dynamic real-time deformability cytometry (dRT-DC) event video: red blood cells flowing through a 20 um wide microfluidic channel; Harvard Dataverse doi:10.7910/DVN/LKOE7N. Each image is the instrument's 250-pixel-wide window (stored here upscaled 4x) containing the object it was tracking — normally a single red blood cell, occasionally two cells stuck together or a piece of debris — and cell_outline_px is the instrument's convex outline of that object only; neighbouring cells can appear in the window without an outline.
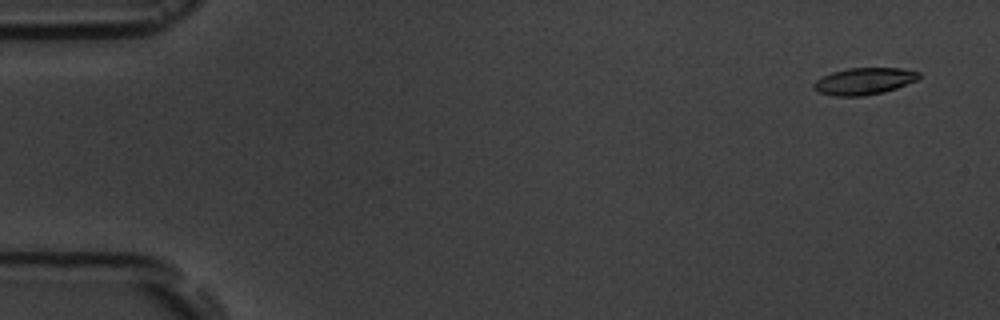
{"species": "common noctule bat (a hibernating species)", "species_latin": "Nyctalus noctula", "temperature_condition": "room temperature", "stored_images_in_passage": 5, "camera_frame_rate_fps": 3000, "um_per_image_px": 0.085, "animal": {"sex": "male", "body_mass_g": 19.5, "forearm_length_mm": 54.6}, "frame": {"image": 1, "passage_image": 1, "time_ms": 0.0, "image_size_px": [1000, 320], "cell_outline_px": [[920, 76], [916, 80], [896, 88], [884, 92], [864, 96], [836, 96], [820, 92], [812, 88], [812, 84], [816, 80], [832, 72], [848, 68], [900, 68], [920, 72]], "centroid_in_image_um": [73.44, 6.9], "position_along_channel_um": 11.6, "area_um2": 16.36}}
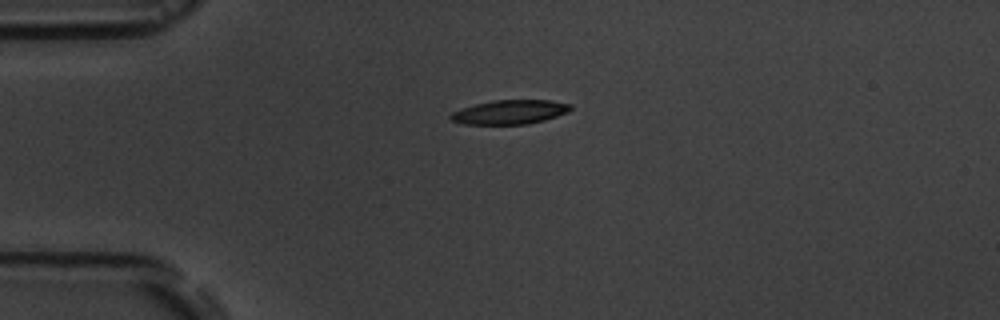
{"frame": {"image": 2, "passage_image": 4, "time_ms": 3.667, "image_size_px": [1000, 320], "cell_outline_px": [[572, 108], [568, 112], [544, 120], [528, 124], [464, 124], [452, 120], [448, 116], [452, 112], [476, 104], [492, 100], [552, 100], [572, 104]], "centroid_in_image_um": [43.37, 9.52], "position_along_channel_um": 41.6, "area_um2": 16.82}}